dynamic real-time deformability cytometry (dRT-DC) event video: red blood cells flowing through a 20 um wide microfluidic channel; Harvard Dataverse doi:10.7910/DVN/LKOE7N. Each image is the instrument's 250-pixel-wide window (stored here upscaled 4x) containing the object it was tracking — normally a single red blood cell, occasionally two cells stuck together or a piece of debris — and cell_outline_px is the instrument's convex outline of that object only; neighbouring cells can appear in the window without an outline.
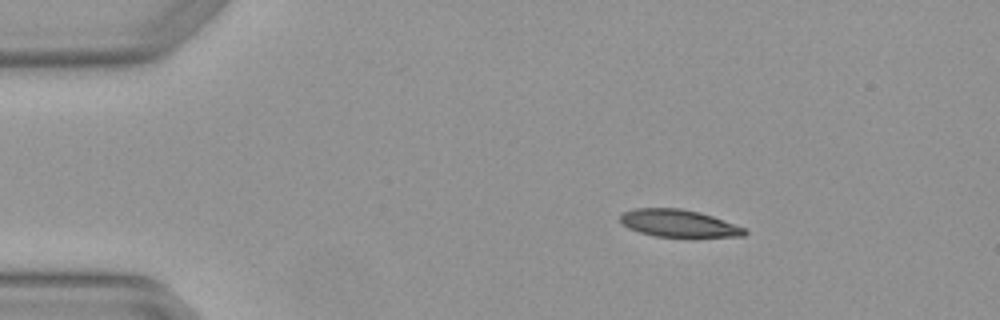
{"species": "Egyptian fruit bat (a non-hibernating species)", "species_latin": "Rousettus aegyptiacus", "temperature_condition": "warm", "stored_images_in_passage": 2, "camera_frame_rate_fps": 3000, "um_per_image_px": 0.085, "animal": {"sex": "female"}, "frame": {"image": 1, "passage_image": 1, "time_ms": 0.0, "image_size_px": [1000, 320], "cell_outline_px": [[748, 232], [744, 236], [656, 236], [640, 232], [628, 228], [620, 220], [620, 216], [624, 212], [636, 208], [680, 208], [700, 212], [712, 216], [744, 228]], "centroid_in_image_um": [57.66, 18.97], "position_along_channel_um": 27.3, "area_um2": 19.36}}